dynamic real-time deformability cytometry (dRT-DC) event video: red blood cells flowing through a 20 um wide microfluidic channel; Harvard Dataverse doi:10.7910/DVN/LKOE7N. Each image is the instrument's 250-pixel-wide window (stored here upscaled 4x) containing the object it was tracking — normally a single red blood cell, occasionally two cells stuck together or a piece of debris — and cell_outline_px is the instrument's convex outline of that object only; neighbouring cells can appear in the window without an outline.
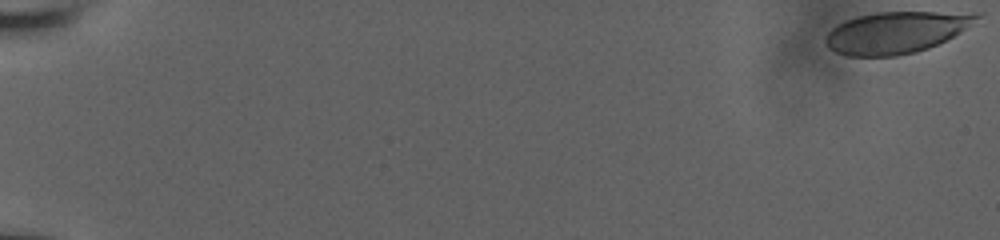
{"species": "human", "species_latin": "Homo sapiens", "temperature_condition": "room temperature", "stored_images_in_passage": 19, "camera_frame_rate_fps": 3000, "um_per_image_px": 0.085, "donor": {"sex": "male"}, "frame": {"image": 1, "passage_image": 1, "time_ms": 0.0, "image_size_px": [1000, 240], "cell_outline_px": [[980, 16], [960, 32], [928, 48], [916, 52], [896, 56], [848, 56], [836, 52], [828, 48], [824, 40], [824, 36], [832, 28], [848, 20], [860, 16], [880, 12], [980, 12]], "centroid_in_image_um": [76.14, 2.76], "position_along_channel_um": 8.9, "area_um2": 36.24}}